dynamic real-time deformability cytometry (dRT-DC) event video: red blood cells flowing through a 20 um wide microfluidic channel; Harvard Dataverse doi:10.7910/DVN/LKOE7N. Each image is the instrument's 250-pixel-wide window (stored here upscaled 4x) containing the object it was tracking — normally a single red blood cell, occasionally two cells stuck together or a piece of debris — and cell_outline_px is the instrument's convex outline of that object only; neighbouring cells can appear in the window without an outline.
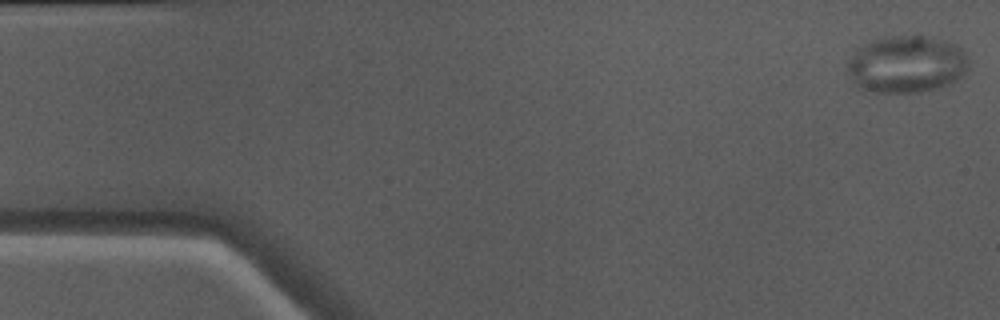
{"species": "Egyptian fruit bat (a non-hibernating species)", "species_latin": "Rousettus aegyptiacus", "temperature_condition": "warm", "stored_images_in_passage": 50, "camera_frame_rate_fps": 3000, "um_per_image_px": 0.085, "animal": {"sex": "male"}, "frame": {"image": 1, "passage_image": 1, "time_ms": 0.0, "image_size_px": [1000, 320], "cell_outline_px": [[964, 72], [956, 80], [948, 84], [916, 92], [876, 92], [864, 88], [856, 84], [852, 80], [848, 72], [848, 60], [864, 44], [872, 40], [884, 36], [928, 36], [944, 40], [956, 44], [964, 52]], "centroid_in_image_um": [77.02, 5.44], "position_along_channel_um": 8.0, "area_um2": 39.42}}
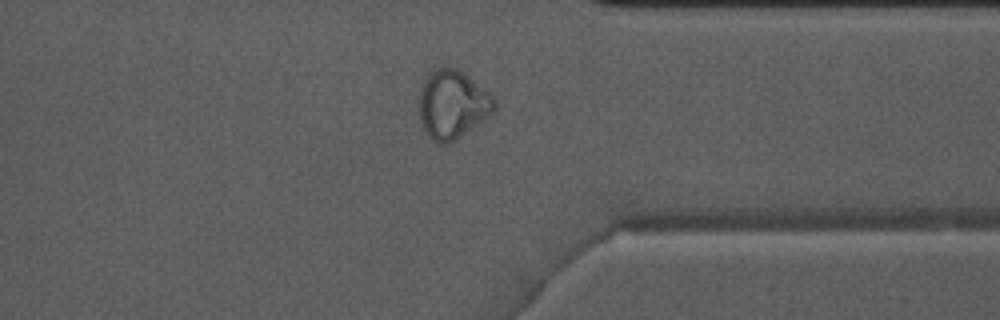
{"frame": {"image": 2, "passage_image": 38, "time_ms": 12.333, "image_size_px": [1000, 320], "cell_outline_px": [[496, 112], [448, 144], [436, 144], [424, 132], [420, 120], [420, 92], [424, 80], [440, 64], [444, 64], [456, 68], [464, 72], [488, 92], [496, 100]], "centroid_in_image_um": [38.47, 8.87], "position_along_channel_um": 372.9, "area_um2": 30.29}}
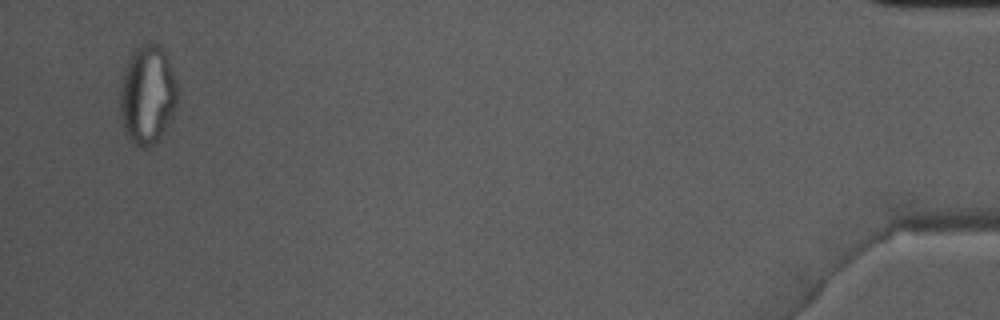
{"frame": {"image": 3, "passage_image": 48, "time_ms": 15.667, "image_size_px": [1000, 320], "cell_outline_px": [[176, 104], [168, 124], [160, 136], [148, 148], [140, 148], [132, 144], [124, 132], [120, 108], [120, 88], [124, 68], [128, 56], [136, 48], [148, 40], [152, 40], [164, 52], [168, 60], [176, 80]], "centroid_in_image_um": [12.49, 8.04], "position_along_channel_um": 422.7, "area_um2": 33.18}}